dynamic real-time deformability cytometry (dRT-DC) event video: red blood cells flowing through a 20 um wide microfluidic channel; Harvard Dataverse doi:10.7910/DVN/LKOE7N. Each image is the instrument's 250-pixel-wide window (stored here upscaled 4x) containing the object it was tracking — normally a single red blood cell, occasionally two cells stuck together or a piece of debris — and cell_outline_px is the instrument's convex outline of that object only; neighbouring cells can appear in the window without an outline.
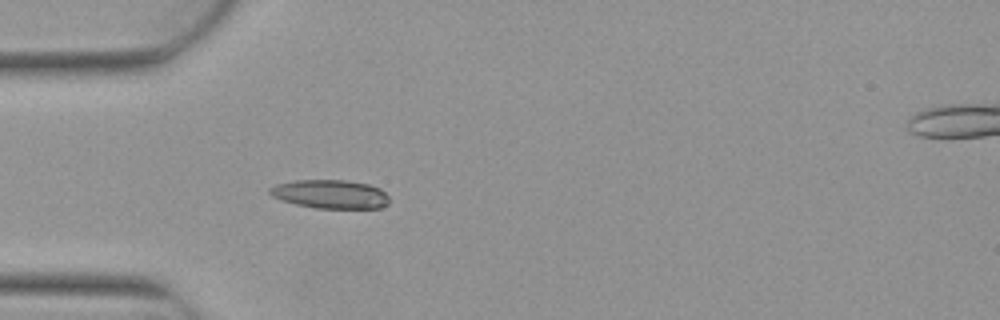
{"species": "Egyptian fruit bat (a non-hibernating species)", "species_latin": "Rousettus aegyptiacus", "temperature_condition": "warm", "stored_images_in_passage": 6, "camera_frame_rate_fps": 3000, "um_per_image_px": 0.085, "animal": {"sex": "female"}, "frame": {"image": 1, "passage_image": 5, "time_ms": 1.333, "image_size_px": [1000, 320], "cell_outline_px": [[388, 204], [380, 208], [316, 208], [296, 204], [272, 196], [268, 192], [268, 188], [276, 184], [296, 180], [344, 180], [368, 184], [380, 188], [388, 196]], "centroid_in_image_um": [28.08, 16.5], "position_along_channel_um": 56.9, "area_um2": 19.88}}